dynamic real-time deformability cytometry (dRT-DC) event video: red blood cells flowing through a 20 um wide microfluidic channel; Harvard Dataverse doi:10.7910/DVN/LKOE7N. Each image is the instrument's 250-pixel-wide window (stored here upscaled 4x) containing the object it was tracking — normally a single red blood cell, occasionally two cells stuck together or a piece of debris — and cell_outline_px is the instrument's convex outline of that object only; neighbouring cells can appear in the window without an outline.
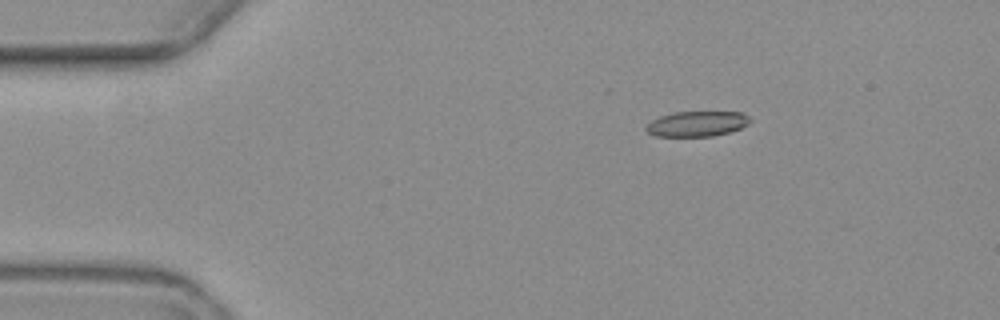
{"species": "common noctule bat (a hibernating species)", "species_latin": "Nyctalus noctula", "temperature_condition": "warm", "stored_images_in_passage": 5, "camera_frame_rate_fps": 3000, "um_per_image_px": 0.085, "animal": {"sex": "female", "body_mass_g": 19.3, "forearm_length_mm": 54.1}, "frame": {"image": 1, "passage_image": 3, "time_ms": 2.333, "image_size_px": [1000, 320], "cell_outline_px": [[752, 120], [748, 124], [740, 128], [728, 132], [712, 136], [656, 136], [648, 132], [644, 128], [652, 120], [660, 116], [672, 112], [744, 112]], "centroid_in_image_um": [59.25, 10.51], "position_along_channel_um": 25.7, "area_um2": 15.26}}
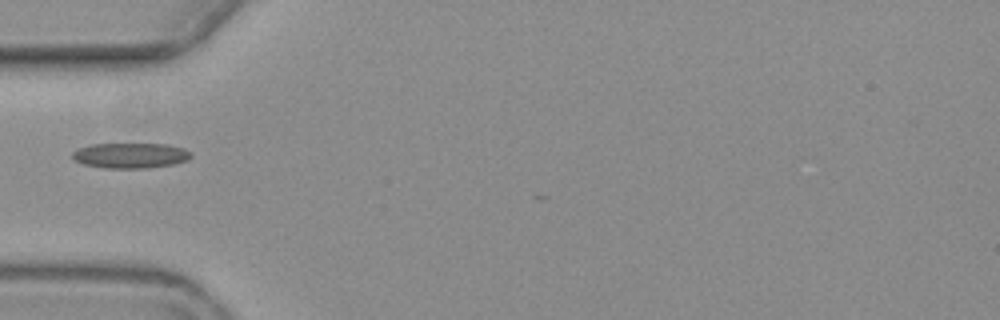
{"frame": {"image": 2, "passage_image": 5, "time_ms": 5.667, "image_size_px": [1000, 320], "cell_outline_px": [[192, 156], [188, 160], [172, 164], [148, 168], [104, 168], [84, 164], [72, 160], [72, 152], [80, 148], [92, 144], [168, 144], [184, 148], [192, 152]], "centroid_in_image_um": [11.1, 13.22], "position_along_channel_um": 73.9, "area_um2": 17.57}}